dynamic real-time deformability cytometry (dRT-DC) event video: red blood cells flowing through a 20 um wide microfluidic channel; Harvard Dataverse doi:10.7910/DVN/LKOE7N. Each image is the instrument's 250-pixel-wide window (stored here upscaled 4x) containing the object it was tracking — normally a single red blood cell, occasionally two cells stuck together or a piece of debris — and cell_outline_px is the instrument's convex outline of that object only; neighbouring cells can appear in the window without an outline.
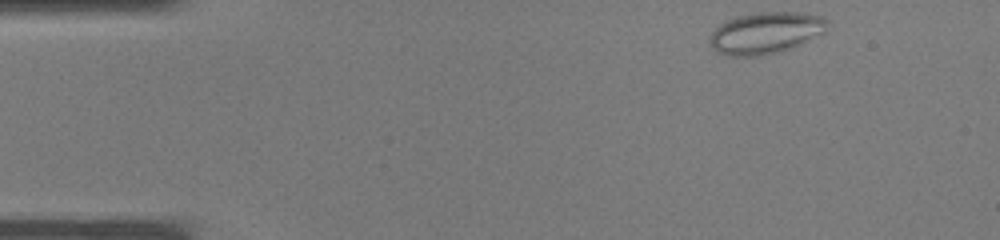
{"species": "common noctule bat (a hibernating species)", "species_latin": "Nyctalus noctula", "temperature_condition": "warm", "stored_images_in_passage": 34, "camera_frame_rate_fps": 3000, "um_per_image_px": 0.085, "animal": {"sex": "male", "body_mass_g": 19.0, "forearm_length_mm": 50.8}, "frame": {"image": 1, "passage_image": 1, "time_ms": 0.0, "image_size_px": [1000, 240], "cell_outline_px": [[828, 20], [824, 32], [792, 48], [760, 56], [728, 56], [712, 48], [708, 36], [720, 24], [736, 16], [756, 12], [796, 12], [824, 16]], "centroid_in_image_um": [65.07, 2.79], "position_along_channel_um": 19.9, "area_um2": 28.44}}
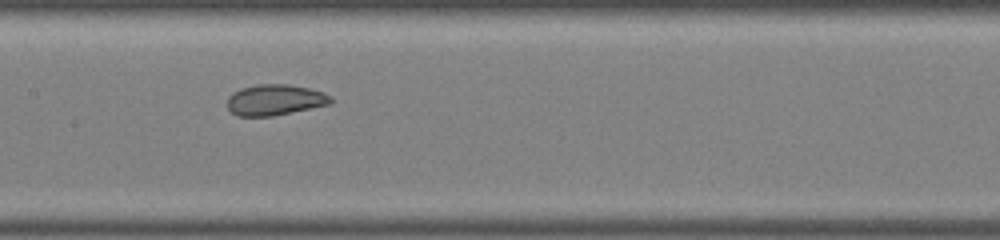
{"frame": {"image": 2, "passage_image": 15, "time_ms": 4.667, "image_size_px": [1000, 240], "cell_outline_px": [[332, 100], [328, 104], [272, 116], [236, 116], [228, 108], [228, 96], [232, 92], [240, 88], [256, 84], [288, 84], [308, 88], [324, 92], [332, 96]], "centroid_in_image_um": [23.33, 8.48], "position_along_channel_um": 184.1, "area_um2": 18.55}}
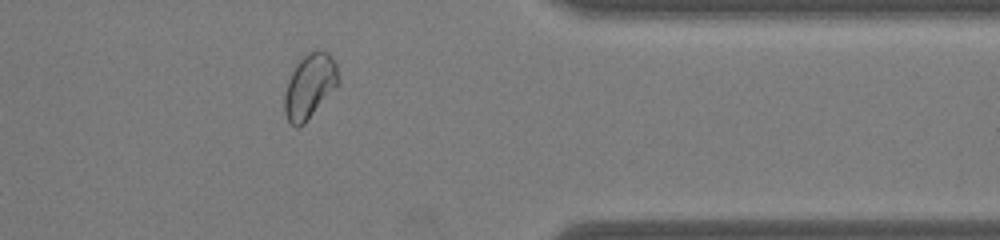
{"frame": {"image": 3, "passage_image": 27, "time_ms": 8.667, "image_size_px": [1000, 240], "cell_outline_px": [[340, 80], [304, 124], [296, 128], [288, 120], [284, 112], [284, 92], [288, 80], [296, 64], [308, 52], [316, 48], [320, 48], [328, 52], [336, 64]], "centroid_in_image_um": [26.3, 7.28], "position_along_channel_um": 385.1, "area_um2": 20.06}}